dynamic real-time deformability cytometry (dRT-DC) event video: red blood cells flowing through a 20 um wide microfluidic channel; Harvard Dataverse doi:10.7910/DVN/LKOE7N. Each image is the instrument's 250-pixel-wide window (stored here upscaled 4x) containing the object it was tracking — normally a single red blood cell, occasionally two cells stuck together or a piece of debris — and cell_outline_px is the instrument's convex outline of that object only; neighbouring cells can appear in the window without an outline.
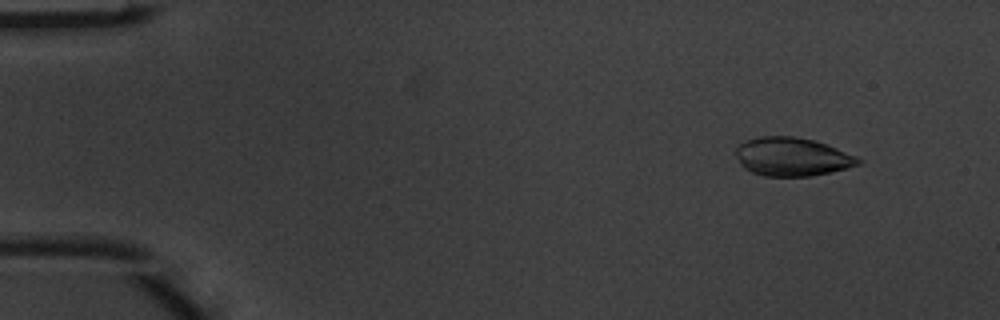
{"species": "common noctule bat (a hibernating species)", "species_latin": "Nyctalus noctula", "temperature_condition": "warm", "stored_images_in_passage": 4, "camera_frame_rate_fps": 3000, "um_per_image_px": 0.085, "animal": {"sex": "male", "body_mass_g": 20.1, "forearm_length_mm": 53.5}, "frame": {"image": 1, "passage_image": 2, "time_ms": 0.333, "image_size_px": [1000, 320], "cell_outline_px": [[864, 160], [860, 164], [812, 176], [764, 176], [752, 172], [744, 168], [740, 164], [736, 156], [736, 148], [740, 144], [748, 140], [760, 136], [792, 136], [812, 140], [836, 148], [856, 156]], "centroid_in_image_um": [67.31, 13.33], "position_along_channel_um": 17.7, "area_um2": 27.17}}
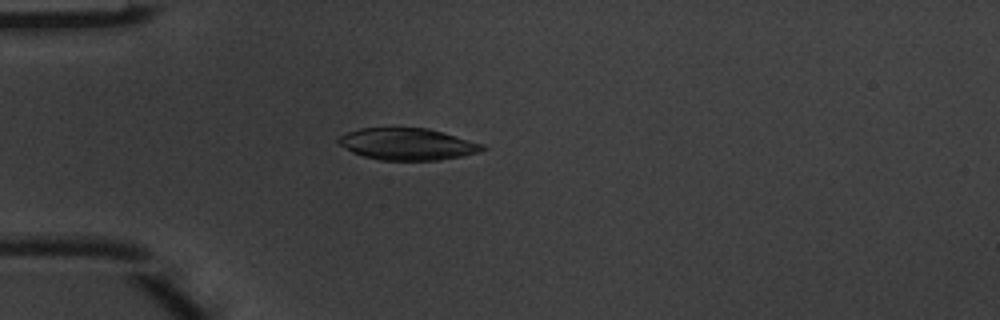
{"frame": {"image": 2, "passage_image": 4, "time_ms": 1.0, "image_size_px": [1000, 320], "cell_outline_px": [[488, 148], [480, 152], [440, 160], [380, 160], [364, 156], [352, 152], [340, 144], [336, 140], [340, 136], [348, 132], [360, 128], [428, 128], [484, 144]], "centroid_in_image_um": [34.65, 12.25], "position_along_channel_um": 50.3, "area_um2": 26.53}}